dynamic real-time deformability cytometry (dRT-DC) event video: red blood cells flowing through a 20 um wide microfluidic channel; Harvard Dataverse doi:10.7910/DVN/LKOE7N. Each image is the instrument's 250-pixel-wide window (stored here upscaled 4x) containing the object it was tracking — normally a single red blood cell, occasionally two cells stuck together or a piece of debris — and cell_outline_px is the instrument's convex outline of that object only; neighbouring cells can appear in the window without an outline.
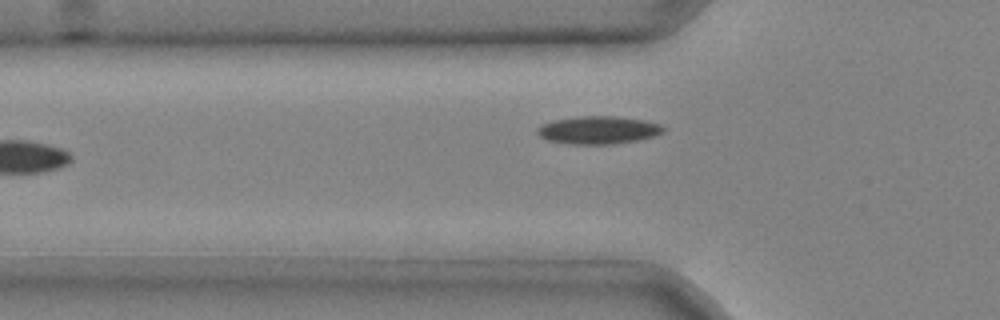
{"species": "common noctule bat (a hibernating species)", "species_latin": "Nyctalus noctula", "temperature_condition": "cold", "stored_images_in_passage": 3, "camera_frame_rate_fps": 3000, "um_per_image_px": 0.085, "animal": {"sex": "male", "body_mass_g": 20.4}, "frame": {"image": 1, "passage_image": 3, "time_ms": 0.667, "image_size_px": [1000, 320], "cell_outline_px": [[664, 132], [656, 136], [636, 140], [612, 144], [568, 144], [548, 140], [540, 136], [536, 132], [536, 128], [540, 124], [552, 120], [580, 116], [616, 116], [644, 120], [660, 124], [664, 128]], "centroid_in_image_um": [50.83, 11.05], "position_along_channel_um": 75.0, "area_um2": 20.58}}